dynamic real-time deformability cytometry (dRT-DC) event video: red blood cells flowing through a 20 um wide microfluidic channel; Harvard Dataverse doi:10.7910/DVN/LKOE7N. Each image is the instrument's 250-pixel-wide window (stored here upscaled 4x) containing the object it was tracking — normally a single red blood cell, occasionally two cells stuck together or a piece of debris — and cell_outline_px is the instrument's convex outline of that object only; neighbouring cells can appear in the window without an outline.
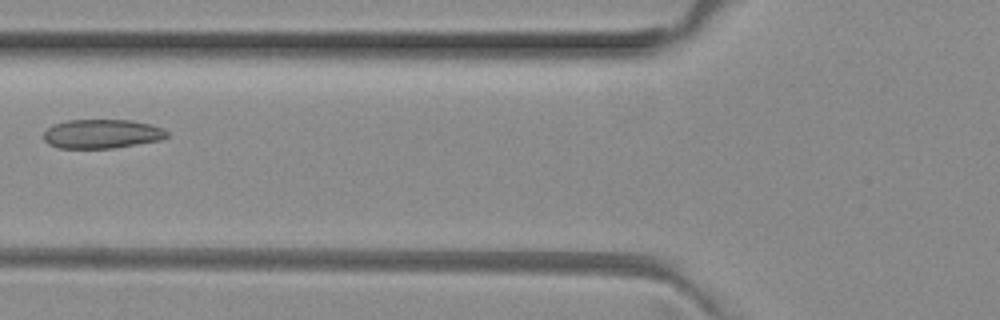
{"species": "common noctule bat (a hibernating species)", "species_latin": "Nyctalus noctula", "temperature_condition": "room temperature", "stored_images_in_passage": 4, "camera_frame_rate_fps": 3000, "um_per_image_px": 0.085, "animal": {"sex": "female", "body_mass_g": 29.2, "forearm_length_mm": 56.3}, "frame": {"image": 1, "passage_image": 3, "time_ms": 0.667, "image_size_px": [1000, 320], "cell_outline_px": [[168, 136], [160, 140], [112, 148], [60, 148], [48, 144], [44, 140], [44, 132], [52, 124], [68, 120], [132, 120], [164, 128], [168, 132]], "centroid_in_image_um": [8.65, 11.37], "position_along_channel_um": 117.2, "area_um2": 20.87}}
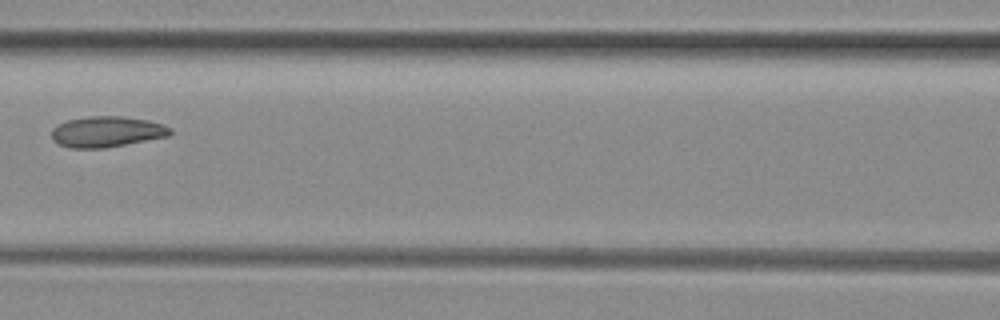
{"frame": {"image": 2, "passage_image": 4, "time_ms": 1.0, "image_size_px": [1000, 320], "cell_outline_px": [[172, 132], [168, 136], [104, 148], [72, 148], [60, 144], [52, 140], [52, 128], [68, 120], [88, 116], [124, 116], [148, 120], [164, 124], [172, 128]], "centroid_in_image_um": [9.1, 11.19], "position_along_channel_um": 157.5, "area_um2": 21.21}}